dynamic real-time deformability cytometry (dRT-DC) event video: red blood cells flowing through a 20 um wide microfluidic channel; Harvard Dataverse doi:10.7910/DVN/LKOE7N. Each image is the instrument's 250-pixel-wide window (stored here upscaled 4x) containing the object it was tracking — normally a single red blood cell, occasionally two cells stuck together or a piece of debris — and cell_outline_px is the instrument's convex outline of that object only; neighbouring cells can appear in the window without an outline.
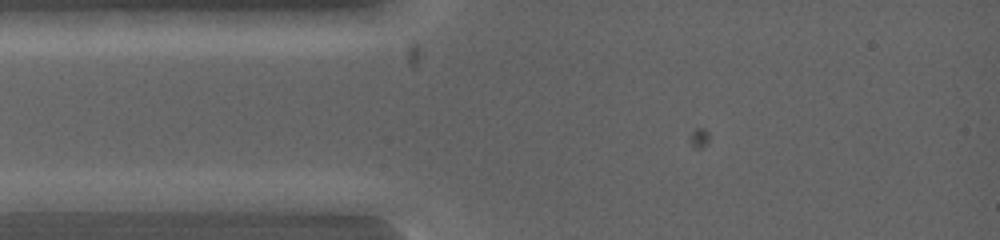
{"species": "common noctule bat (a hibernating species)", "species_latin": "Nyctalus noctula", "temperature_condition": "warm", "stored_images_in_passage": 4, "camera_frame_rate_fps": 5000, "um_per_image_px": 0.085, "animal": {"sex": "female", "body_mass_g": 19.0, "forearm_length_mm": 53.3}, "frame": {"image": 1, "passage_image": 3, "time_ms": 0.8, "image_size_px": [1000, 240], "cell_outline_px": [[124, 200], [112, 212], [84, 216], [16, 212], [16, 200], [80, 192]], "centroid_in_image_um": [5.86, 17.4], "position_along_channel_um": 79.1, "area_um2": 13.35}}